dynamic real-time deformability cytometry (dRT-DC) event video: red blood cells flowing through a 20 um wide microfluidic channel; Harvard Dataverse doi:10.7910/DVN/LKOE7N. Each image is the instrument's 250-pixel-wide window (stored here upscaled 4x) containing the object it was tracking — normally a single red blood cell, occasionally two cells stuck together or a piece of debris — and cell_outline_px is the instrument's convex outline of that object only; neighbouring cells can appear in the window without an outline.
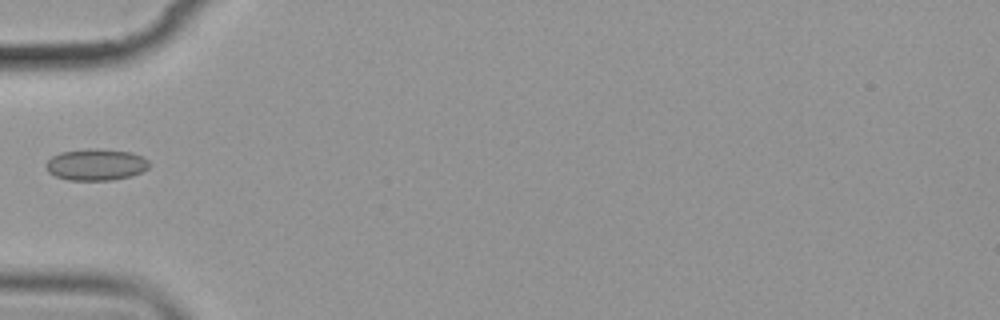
{"species": "common noctule bat (a hibernating species)", "species_latin": "Nyctalus noctula", "temperature_condition": "cold", "stored_images_in_passage": 7, "camera_frame_rate_fps": 3000, "um_per_image_px": 0.085, "animal": {"sex": "female", "body_mass_g": 19.9}, "frame": {"image": 1, "passage_image": 4, "time_ms": 3.667, "image_size_px": [1000, 320], "cell_outline_px": [[148, 168], [140, 172], [128, 176], [112, 180], [68, 180], [56, 176], [48, 172], [44, 164], [52, 156], [60, 152], [92, 148], [96, 148], [132, 152], [148, 160]], "centroid_in_image_um": [8.11, 13.98], "position_along_channel_um": 76.9, "area_um2": 18.9}}
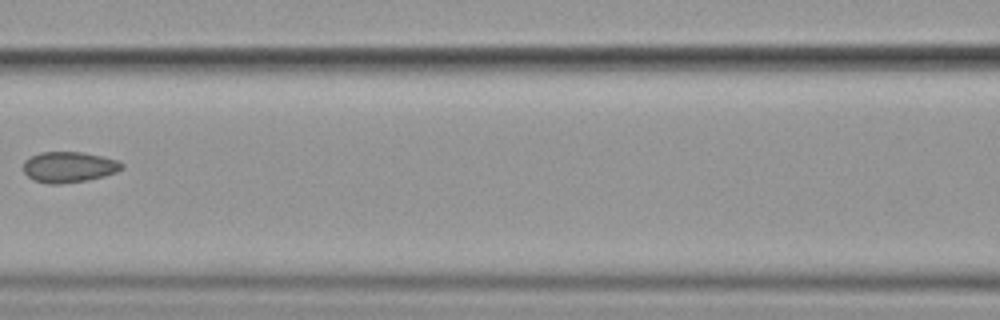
{"frame": {"image": 2, "passage_image": 6, "time_ms": 6.0, "image_size_px": [1000, 320], "cell_outline_px": [[124, 168], [116, 172], [104, 176], [88, 180], [60, 184], [48, 184], [32, 180], [24, 172], [24, 160], [40, 152], [84, 152], [116, 160], [124, 164]], "centroid_in_image_um": [5.85, 14.21], "position_along_channel_um": 160.8, "area_um2": 17.69}}
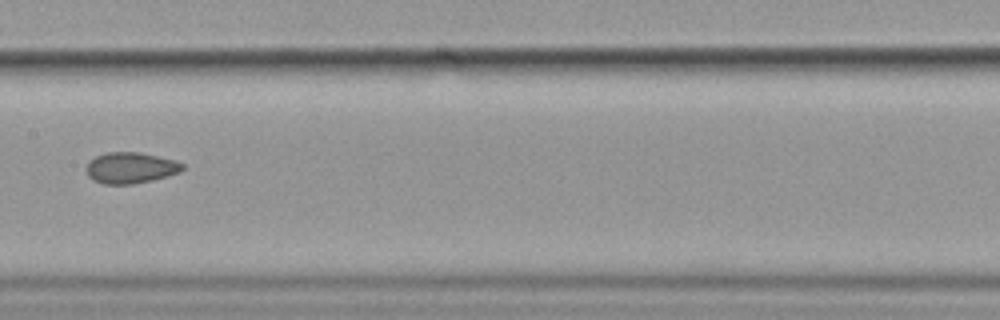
{"frame": {"image": 3, "passage_image": 7, "time_ms": 7.0, "image_size_px": [1000, 320], "cell_outline_px": [[184, 168], [180, 172], [152, 180], [132, 184], [104, 184], [92, 180], [88, 176], [84, 168], [88, 160], [96, 156], [108, 152], [140, 152], [176, 160], [184, 164]], "centroid_in_image_um": [11.06, 14.26], "position_along_channel_um": 196.3, "area_um2": 17.63}}